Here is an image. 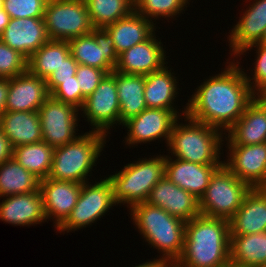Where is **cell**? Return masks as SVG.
<instances>
[{"instance_id":"obj_1","label":"cell","mask_w":266,"mask_h":267,"mask_svg":"<svg viewBox=\"0 0 266 267\" xmlns=\"http://www.w3.org/2000/svg\"><path fill=\"white\" fill-rule=\"evenodd\" d=\"M226 63L229 65L201 83L186 103L189 118L218 128L224 134L253 101L240 62L233 59Z\"/></svg>"},{"instance_id":"obj_2","label":"cell","mask_w":266,"mask_h":267,"mask_svg":"<svg viewBox=\"0 0 266 267\" xmlns=\"http://www.w3.org/2000/svg\"><path fill=\"white\" fill-rule=\"evenodd\" d=\"M230 223L199 215L185 223L184 247L172 267H221L230 261Z\"/></svg>"},{"instance_id":"obj_3","label":"cell","mask_w":266,"mask_h":267,"mask_svg":"<svg viewBox=\"0 0 266 267\" xmlns=\"http://www.w3.org/2000/svg\"><path fill=\"white\" fill-rule=\"evenodd\" d=\"M128 210L131 211V220L145 242L162 254L159 257L173 265L183 251L185 222L147 202L134 205Z\"/></svg>"},{"instance_id":"obj_4","label":"cell","mask_w":266,"mask_h":267,"mask_svg":"<svg viewBox=\"0 0 266 267\" xmlns=\"http://www.w3.org/2000/svg\"><path fill=\"white\" fill-rule=\"evenodd\" d=\"M186 124L177 120L171 131L168 151L174 158L201 165L223 164L220 161L224 133L213 126L183 117ZM188 122V123H187ZM179 123V124H178Z\"/></svg>"},{"instance_id":"obj_5","label":"cell","mask_w":266,"mask_h":267,"mask_svg":"<svg viewBox=\"0 0 266 267\" xmlns=\"http://www.w3.org/2000/svg\"><path fill=\"white\" fill-rule=\"evenodd\" d=\"M106 138V135L90 130L70 143L56 147L47 178L80 184L88 182L87 176H91L93 167L96 166L107 142Z\"/></svg>"},{"instance_id":"obj_6","label":"cell","mask_w":266,"mask_h":267,"mask_svg":"<svg viewBox=\"0 0 266 267\" xmlns=\"http://www.w3.org/2000/svg\"><path fill=\"white\" fill-rule=\"evenodd\" d=\"M135 162L108 177L114 201L117 205L127 204V208L146 202L153 187L165 175V155L139 158Z\"/></svg>"},{"instance_id":"obj_7","label":"cell","mask_w":266,"mask_h":267,"mask_svg":"<svg viewBox=\"0 0 266 267\" xmlns=\"http://www.w3.org/2000/svg\"><path fill=\"white\" fill-rule=\"evenodd\" d=\"M251 189L222 164L212 175L209 185L199 199L200 215L229 221Z\"/></svg>"},{"instance_id":"obj_8","label":"cell","mask_w":266,"mask_h":267,"mask_svg":"<svg viewBox=\"0 0 266 267\" xmlns=\"http://www.w3.org/2000/svg\"><path fill=\"white\" fill-rule=\"evenodd\" d=\"M43 20L50 40L69 41L94 29L85 0H48Z\"/></svg>"},{"instance_id":"obj_9","label":"cell","mask_w":266,"mask_h":267,"mask_svg":"<svg viewBox=\"0 0 266 267\" xmlns=\"http://www.w3.org/2000/svg\"><path fill=\"white\" fill-rule=\"evenodd\" d=\"M95 183L89 184L88 181L82 184L76 205L66 220L56 229L60 234L90 226L116 206L112 183L108 177Z\"/></svg>"},{"instance_id":"obj_10","label":"cell","mask_w":266,"mask_h":267,"mask_svg":"<svg viewBox=\"0 0 266 267\" xmlns=\"http://www.w3.org/2000/svg\"><path fill=\"white\" fill-rule=\"evenodd\" d=\"M81 112L83 117H86V121L90 122L91 131L108 136L109 129L117 123L120 125V104L115 70L106 74L95 91L86 98Z\"/></svg>"},{"instance_id":"obj_11","label":"cell","mask_w":266,"mask_h":267,"mask_svg":"<svg viewBox=\"0 0 266 267\" xmlns=\"http://www.w3.org/2000/svg\"><path fill=\"white\" fill-rule=\"evenodd\" d=\"M78 111L74 106L50 96L38 110L42 141L56 148L75 140L79 136L76 135L78 134L76 133L79 121Z\"/></svg>"},{"instance_id":"obj_12","label":"cell","mask_w":266,"mask_h":267,"mask_svg":"<svg viewBox=\"0 0 266 267\" xmlns=\"http://www.w3.org/2000/svg\"><path fill=\"white\" fill-rule=\"evenodd\" d=\"M70 54L79 65L96 67L107 74L117 66L115 43L105 28H94L90 34L68 41Z\"/></svg>"},{"instance_id":"obj_13","label":"cell","mask_w":266,"mask_h":267,"mask_svg":"<svg viewBox=\"0 0 266 267\" xmlns=\"http://www.w3.org/2000/svg\"><path fill=\"white\" fill-rule=\"evenodd\" d=\"M178 119L181 118L171 110L146 108L122 125L128 131L124 143L130 147L138 146L139 143L145 144L164 137L162 139L168 145L171 131Z\"/></svg>"},{"instance_id":"obj_14","label":"cell","mask_w":266,"mask_h":267,"mask_svg":"<svg viewBox=\"0 0 266 267\" xmlns=\"http://www.w3.org/2000/svg\"><path fill=\"white\" fill-rule=\"evenodd\" d=\"M223 164L251 188H266V142L254 145H227Z\"/></svg>"},{"instance_id":"obj_15","label":"cell","mask_w":266,"mask_h":267,"mask_svg":"<svg viewBox=\"0 0 266 267\" xmlns=\"http://www.w3.org/2000/svg\"><path fill=\"white\" fill-rule=\"evenodd\" d=\"M146 202L164 209L185 223L200 215L199 199L175 185L165 175L153 187Z\"/></svg>"},{"instance_id":"obj_16","label":"cell","mask_w":266,"mask_h":267,"mask_svg":"<svg viewBox=\"0 0 266 267\" xmlns=\"http://www.w3.org/2000/svg\"><path fill=\"white\" fill-rule=\"evenodd\" d=\"M155 34L146 41L119 54L114 70L124 74L148 75L168 64L163 44L161 40L156 39Z\"/></svg>"},{"instance_id":"obj_17","label":"cell","mask_w":266,"mask_h":267,"mask_svg":"<svg viewBox=\"0 0 266 267\" xmlns=\"http://www.w3.org/2000/svg\"><path fill=\"white\" fill-rule=\"evenodd\" d=\"M82 184L70 181H58L51 178L40 180V192L46 219H54L57 229L70 215L76 205Z\"/></svg>"},{"instance_id":"obj_18","label":"cell","mask_w":266,"mask_h":267,"mask_svg":"<svg viewBox=\"0 0 266 267\" xmlns=\"http://www.w3.org/2000/svg\"><path fill=\"white\" fill-rule=\"evenodd\" d=\"M50 97L46 81L31 74L28 70L9 79L6 111L38 112L41 105Z\"/></svg>"},{"instance_id":"obj_19","label":"cell","mask_w":266,"mask_h":267,"mask_svg":"<svg viewBox=\"0 0 266 267\" xmlns=\"http://www.w3.org/2000/svg\"><path fill=\"white\" fill-rule=\"evenodd\" d=\"M252 2L241 14L242 16L227 37L229 48L232 50L229 54L234 56L233 59L248 46L262 41L266 29V0H253Z\"/></svg>"},{"instance_id":"obj_20","label":"cell","mask_w":266,"mask_h":267,"mask_svg":"<svg viewBox=\"0 0 266 267\" xmlns=\"http://www.w3.org/2000/svg\"><path fill=\"white\" fill-rule=\"evenodd\" d=\"M0 39L27 59L50 40L43 18L31 17L11 18Z\"/></svg>"},{"instance_id":"obj_21","label":"cell","mask_w":266,"mask_h":267,"mask_svg":"<svg viewBox=\"0 0 266 267\" xmlns=\"http://www.w3.org/2000/svg\"><path fill=\"white\" fill-rule=\"evenodd\" d=\"M165 155V176L196 198L204 194L214 172L222 164L201 165Z\"/></svg>"},{"instance_id":"obj_22","label":"cell","mask_w":266,"mask_h":267,"mask_svg":"<svg viewBox=\"0 0 266 267\" xmlns=\"http://www.w3.org/2000/svg\"><path fill=\"white\" fill-rule=\"evenodd\" d=\"M0 220L15 226H35L46 222L40 190L4 198L0 202Z\"/></svg>"},{"instance_id":"obj_23","label":"cell","mask_w":266,"mask_h":267,"mask_svg":"<svg viewBox=\"0 0 266 267\" xmlns=\"http://www.w3.org/2000/svg\"><path fill=\"white\" fill-rule=\"evenodd\" d=\"M230 235H249L266 231V188H252L241 207L229 220Z\"/></svg>"},{"instance_id":"obj_24","label":"cell","mask_w":266,"mask_h":267,"mask_svg":"<svg viewBox=\"0 0 266 267\" xmlns=\"http://www.w3.org/2000/svg\"><path fill=\"white\" fill-rule=\"evenodd\" d=\"M164 66L162 69L145 75L144 98L147 108L167 109L173 111L179 118L185 116L187 106L183 107L182 114L174 106L178 93L177 77L172 69ZM175 108H174V107ZM181 114V115H179Z\"/></svg>"},{"instance_id":"obj_25","label":"cell","mask_w":266,"mask_h":267,"mask_svg":"<svg viewBox=\"0 0 266 267\" xmlns=\"http://www.w3.org/2000/svg\"><path fill=\"white\" fill-rule=\"evenodd\" d=\"M0 129L12 148L42 141L38 112L4 111L0 117Z\"/></svg>"},{"instance_id":"obj_26","label":"cell","mask_w":266,"mask_h":267,"mask_svg":"<svg viewBox=\"0 0 266 267\" xmlns=\"http://www.w3.org/2000/svg\"><path fill=\"white\" fill-rule=\"evenodd\" d=\"M156 23L139 15L135 10L113 24L105 27L115 43L119 55L125 50L149 39L156 31Z\"/></svg>"},{"instance_id":"obj_27","label":"cell","mask_w":266,"mask_h":267,"mask_svg":"<svg viewBox=\"0 0 266 267\" xmlns=\"http://www.w3.org/2000/svg\"><path fill=\"white\" fill-rule=\"evenodd\" d=\"M227 145H254L266 142V113L253 100L242 116L226 131Z\"/></svg>"},{"instance_id":"obj_28","label":"cell","mask_w":266,"mask_h":267,"mask_svg":"<svg viewBox=\"0 0 266 267\" xmlns=\"http://www.w3.org/2000/svg\"><path fill=\"white\" fill-rule=\"evenodd\" d=\"M120 104V125L147 108L144 98L145 75L124 74L115 71Z\"/></svg>"},{"instance_id":"obj_29","label":"cell","mask_w":266,"mask_h":267,"mask_svg":"<svg viewBox=\"0 0 266 267\" xmlns=\"http://www.w3.org/2000/svg\"><path fill=\"white\" fill-rule=\"evenodd\" d=\"M230 261L247 267H266V231L231 235Z\"/></svg>"},{"instance_id":"obj_30","label":"cell","mask_w":266,"mask_h":267,"mask_svg":"<svg viewBox=\"0 0 266 267\" xmlns=\"http://www.w3.org/2000/svg\"><path fill=\"white\" fill-rule=\"evenodd\" d=\"M70 55L68 41L49 40L43 44L27 61V70L44 80L61 66Z\"/></svg>"},{"instance_id":"obj_31","label":"cell","mask_w":266,"mask_h":267,"mask_svg":"<svg viewBox=\"0 0 266 267\" xmlns=\"http://www.w3.org/2000/svg\"><path fill=\"white\" fill-rule=\"evenodd\" d=\"M40 179L13 157L0 165V198L39 191Z\"/></svg>"},{"instance_id":"obj_32","label":"cell","mask_w":266,"mask_h":267,"mask_svg":"<svg viewBox=\"0 0 266 267\" xmlns=\"http://www.w3.org/2000/svg\"><path fill=\"white\" fill-rule=\"evenodd\" d=\"M54 149L46 142L31 143L13 148L12 157L40 180L50 173Z\"/></svg>"},{"instance_id":"obj_33","label":"cell","mask_w":266,"mask_h":267,"mask_svg":"<svg viewBox=\"0 0 266 267\" xmlns=\"http://www.w3.org/2000/svg\"><path fill=\"white\" fill-rule=\"evenodd\" d=\"M94 28H105L135 10L134 0H85Z\"/></svg>"},{"instance_id":"obj_34","label":"cell","mask_w":266,"mask_h":267,"mask_svg":"<svg viewBox=\"0 0 266 267\" xmlns=\"http://www.w3.org/2000/svg\"><path fill=\"white\" fill-rule=\"evenodd\" d=\"M190 0H134L135 11L148 20H157L160 17L173 18L180 15ZM154 18V19H153Z\"/></svg>"},{"instance_id":"obj_35","label":"cell","mask_w":266,"mask_h":267,"mask_svg":"<svg viewBox=\"0 0 266 267\" xmlns=\"http://www.w3.org/2000/svg\"><path fill=\"white\" fill-rule=\"evenodd\" d=\"M28 59L0 39V78H13L27 71Z\"/></svg>"},{"instance_id":"obj_36","label":"cell","mask_w":266,"mask_h":267,"mask_svg":"<svg viewBox=\"0 0 266 267\" xmlns=\"http://www.w3.org/2000/svg\"><path fill=\"white\" fill-rule=\"evenodd\" d=\"M253 47L257 50L255 52L257 59H255L256 61L253 63L255 66V69L253 68V75L250 77V75L248 76L246 74L247 72L243 71V73L251 91L254 93L266 88V43H256L250 45L242 50L236 57L238 58L239 56L241 58V55H243L244 52L247 53V51H251V49L253 50Z\"/></svg>"},{"instance_id":"obj_37","label":"cell","mask_w":266,"mask_h":267,"mask_svg":"<svg viewBox=\"0 0 266 267\" xmlns=\"http://www.w3.org/2000/svg\"><path fill=\"white\" fill-rule=\"evenodd\" d=\"M48 0H4L3 9L11 18H43Z\"/></svg>"},{"instance_id":"obj_38","label":"cell","mask_w":266,"mask_h":267,"mask_svg":"<svg viewBox=\"0 0 266 267\" xmlns=\"http://www.w3.org/2000/svg\"><path fill=\"white\" fill-rule=\"evenodd\" d=\"M50 96L65 104H69L81 110L86 98L82 95L76 76L73 80L63 81L51 93Z\"/></svg>"},{"instance_id":"obj_39","label":"cell","mask_w":266,"mask_h":267,"mask_svg":"<svg viewBox=\"0 0 266 267\" xmlns=\"http://www.w3.org/2000/svg\"><path fill=\"white\" fill-rule=\"evenodd\" d=\"M106 74L107 73L104 70L96 67L78 65L76 70V79L82 95L85 98L91 95Z\"/></svg>"},{"instance_id":"obj_40","label":"cell","mask_w":266,"mask_h":267,"mask_svg":"<svg viewBox=\"0 0 266 267\" xmlns=\"http://www.w3.org/2000/svg\"><path fill=\"white\" fill-rule=\"evenodd\" d=\"M78 63L70 54L57 69L53 72L45 81L49 93H51L58 85L62 84L63 81L73 80V77L76 76V70Z\"/></svg>"},{"instance_id":"obj_41","label":"cell","mask_w":266,"mask_h":267,"mask_svg":"<svg viewBox=\"0 0 266 267\" xmlns=\"http://www.w3.org/2000/svg\"><path fill=\"white\" fill-rule=\"evenodd\" d=\"M13 148L9 140L5 137L0 129V165L6 160L12 158Z\"/></svg>"},{"instance_id":"obj_42","label":"cell","mask_w":266,"mask_h":267,"mask_svg":"<svg viewBox=\"0 0 266 267\" xmlns=\"http://www.w3.org/2000/svg\"><path fill=\"white\" fill-rule=\"evenodd\" d=\"M9 91V78H0V117L4 111Z\"/></svg>"},{"instance_id":"obj_43","label":"cell","mask_w":266,"mask_h":267,"mask_svg":"<svg viewBox=\"0 0 266 267\" xmlns=\"http://www.w3.org/2000/svg\"><path fill=\"white\" fill-rule=\"evenodd\" d=\"M134 267H172V265L167 260L159 257V259L154 258L152 261H146Z\"/></svg>"},{"instance_id":"obj_44","label":"cell","mask_w":266,"mask_h":267,"mask_svg":"<svg viewBox=\"0 0 266 267\" xmlns=\"http://www.w3.org/2000/svg\"><path fill=\"white\" fill-rule=\"evenodd\" d=\"M253 100L266 113V88L254 92L253 93Z\"/></svg>"},{"instance_id":"obj_45","label":"cell","mask_w":266,"mask_h":267,"mask_svg":"<svg viewBox=\"0 0 266 267\" xmlns=\"http://www.w3.org/2000/svg\"><path fill=\"white\" fill-rule=\"evenodd\" d=\"M10 16L4 9L0 10V36L3 34L4 29L9 24Z\"/></svg>"},{"instance_id":"obj_46","label":"cell","mask_w":266,"mask_h":267,"mask_svg":"<svg viewBox=\"0 0 266 267\" xmlns=\"http://www.w3.org/2000/svg\"><path fill=\"white\" fill-rule=\"evenodd\" d=\"M221 267H247V266H242V265L237 264V263H235V262L228 261L227 263H225V264L222 265Z\"/></svg>"},{"instance_id":"obj_47","label":"cell","mask_w":266,"mask_h":267,"mask_svg":"<svg viewBox=\"0 0 266 267\" xmlns=\"http://www.w3.org/2000/svg\"><path fill=\"white\" fill-rule=\"evenodd\" d=\"M261 43H266V29H265V32H264V34H263V36H262V41H261Z\"/></svg>"},{"instance_id":"obj_48","label":"cell","mask_w":266,"mask_h":267,"mask_svg":"<svg viewBox=\"0 0 266 267\" xmlns=\"http://www.w3.org/2000/svg\"><path fill=\"white\" fill-rule=\"evenodd\" d=\"M4 6V0H0V10L3 9Z\"/></svg>"}]
</instances>
